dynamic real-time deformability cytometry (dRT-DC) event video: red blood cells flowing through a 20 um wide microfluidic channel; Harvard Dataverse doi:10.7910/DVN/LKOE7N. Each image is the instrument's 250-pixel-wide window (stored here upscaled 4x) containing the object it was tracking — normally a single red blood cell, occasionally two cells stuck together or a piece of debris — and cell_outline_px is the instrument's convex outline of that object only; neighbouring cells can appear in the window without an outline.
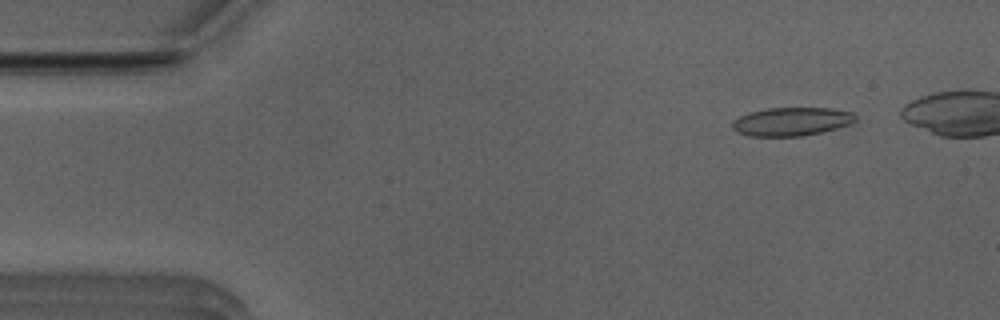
{"species": "Egyptian fruit bat (a non-hibernating species)", "species_latin": "Rousettus aegyptiacus", "temperature_condition": "room temperature", "stored_images_in_passage": 45, "camera_frame_rate_fps": 3000, "um_per_image_px": 0.085, "animal": {"sex": "male"}, "frame": {"image": 1, "passage_image": 5, "time_ms": 1.333, "image_size_px": [1000, 320], "cell_outline_px": [[860, 124], [800, 136], [748, 136], [736, 132], [732, 128], [732, 120], [740, 116], [752, 112], [768, 108], [832, 108], [852, 112], [856, 116]], "centroid_in_image_um": [67.38, 10.34], "position_along_channel_um": 17.6, "area_um2": 20.81}}
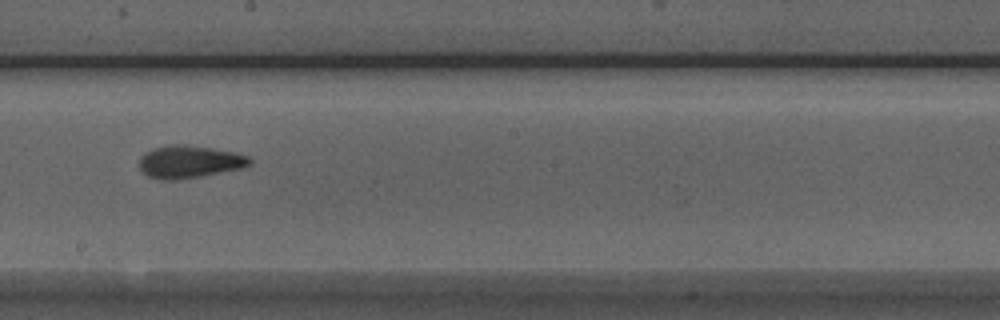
{"frame": {"image": 2, "passage_image": 28, "time_ms": 9.0, "image_size_px": [1000, 320], "cell_outline_px": [[252, 160], [248, 164], [240, 168], [200, 176], [176, 180], [160, 180], [148, 176], [140, 168], [140, 156], [156, 148], [172, 144], [184, 144], [212, 148], [236, 152], [248, 156]], "centroid_in_image_um": [16.09, 13.75], "position_along_channel_um": 232.1, "area_um2": 20.63}}
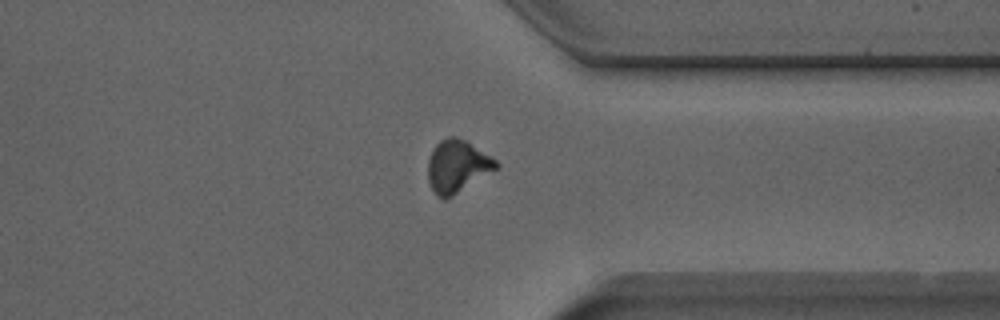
{"frame": {"image": 3, "passage_image": 39, "time_ms": 12.667, "image_size_px": [1000, 320], "cell_outline_px": [[500, 168], [452, 196], [444, 200], [432, 188], [428, 180], [428, 160], [432, 148], [440, 140], [448, 136], [456, 136], [464, 140], [496, 160], [500, 164]], "centroid_in_image_um": [38.88, 14.12], "position_along_channel_um": 372.5, "area_um2": 20.75}, "authors_computed_cell_mechanics": {"area_um2": 20.4034, "velocity_mm_per_s": 3.9466, "shape_relaxation_time_tau1_ms": 7.2659, "shape_relaxation_time_tau2_ms": 1.9134, "deformation_change_tau1": 0.1812, "deformation_change_tau2": 0.0943}}